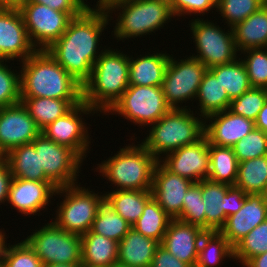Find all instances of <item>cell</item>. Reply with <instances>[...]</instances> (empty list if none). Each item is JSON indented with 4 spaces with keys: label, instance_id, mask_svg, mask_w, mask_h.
I'll use <instances>...</instances> for the list:
<instances>
[{
    "label": "cell",
    "instance_id": "cell-1",
    "mask_svg": "<svg viewBox=\"0 0 267 267\" xmlns=\"http://www.w3.org/2000/svg\"><path fill=\"white\" fill-rule=\"evenodd\" d=\"M109 16L103 7L88 6L72 18L63 35L46 51L82 85L90 78L98 55L100 36ZM97 50V51H96Z\"/></svg>",
    "mask_w": 267,
    "mask_h": 267
},
{
    "label": "cell",
    "instance_id": "cell-2",
    "mask_svg": "<svg viewBox=\"0 0 267 267\" xmlns=\"http://www.w3.org/2000/svg\"><path fill=\"white\" fill-rule=\"evenodd\" d=\"M20 63L21 98L83 99V85L46 50H37Z\"/></svg>",
    "mask_w": 267,
    "mask_h": 267
},
{
    "label": "cell",
    "instance_id": "cell-3",
    "mask_svg": "<svg viewBox=\"0 0 267 267\" xmlns=\"http://www.w3.org/2000/svg\"><path fill=\"white\" fill-rule=\"evenodd\" d=\"M105 49L97 58L90 78L83 84V102L97 113L107 111L129 87V56Z\"/></svg>",
    "mask_w": 267,
    "mask_h": 267
},
{
    "label": "cell",
    "instance_id": "cell-4",
    "mask_svg": "<svg viewBox=\"0 0 267 267\" xmlns=\"http://www.w3.org/2000/svg\"><path fill=\"white\" fill-rule=\"evenodd\" d=\"M172 108L156 123L150 125L149 136L141 143L160 161L161 155L171 153L180 147L191 145L204 137V119L194 117L190 108ZM201 119V120H200ZM160 158V159H159Z\"/></svg>",
    "mask_w": 267,
    "mask_h": 267
},
{
    "label": "cell",
    "instance_id": "cell-5",
    "mask_svg": "<svg viewBox=\"0 0 267 267\" xmlns=\"http://www.w3.org/2000/svg\"><path fill=\"white\" fill-rule=\"evenodd\" d=\"M113 157L98 164L99 173L117 190L151 191L153 171L158 160L142 144L120 148Z\"/></svg>",
    "mask_w": 267,
    "mask_h": 267
},
{
    "label": "cell",
    "instance_id": "cell-6",
    "mask_svg": "<svg viewBox=\"0 0 267 267\" xmlns=\"http://www.w3.org/2000/svg\"><path fill=\"white\" fill-rule=\"evenodd\" d=\"M103 8L108 16L122 9L114 27V36L120 41L155 33L174 17L169 5L149 0H112Z\"/></svg>",
    "mask_w": 267,
    "mask_h": 267
},
{
    "label": "cell",
    "instance_id": "cell-7",
    "mask_svg": "<svg viewBox=\"0 0 267 267\" xmlns=\"http://www.w3.org/2000/svg\"><path fill=\"white\" fill-rule=\"evenodd\" d=\"M74 184L57 188L55 194L64 195L58 206L56 219L53 221L59 228L82 236L90 231L97 216L99 206L105 200V194L98 195L85 187Z\"/></svg>",
    "mask_w": 267,
    "mask_h": 267
},
{
    "label": "cell",
    "instance_id": "cell-8",
    "mask_svg": "<svg viewBox=\"0 0 267 267\" xmlns=\"http://www.w3.org/2000/svg\"><path fill=\"white\" fill-rule=\"evenodd\" d=\"M28 245L42 261L48 264H81L82 240L78 234H73L59 228L53 221L25 238Z\"/></svg>",
    "mask_w": 267,
    "mask_h": 267
},
{
    "label": "cell",
    "instance_id": "cell-9",
    "mask_svg": "<svg viewBox=\"0 0 267 267\" xmlns=\"http://www.w3.org/2000/svg\"><path fill=\"white\" fill-rule=\"evenodd\" d=\"M171 109L161 86L129 85L107 112H116L134 124L148 127Z\"/></svg>",
    "mask_w": 267,
    "mask_h": 267
},
{
    "label": "cell",
    "instance_id": "cell-10",
    "mask_svg": "<svg viewBox=\"0 0 267 267\" xmlns=\"http://www.w3.org/2000/svg\"><path fill=\"white\" fill-rule=\"evenodd\" d=\"M189 25L192 38L196 43L197 55L194 57L201 61L208 69L217 65L228 64L237 60V45L233 30L225 32L214 23L204 19H193Z\"/></svg>",
    "mask_w": 267,
    "mask_h": 267
},
{
    "label": "cell",
    "instance_id": "cell-11",
    "mask_svg": "<svg viewBox=\"0 0 267 267\" xmlns=\"http://www.w3.org/2000/svg\"><path fill=\"white\" fill-rule=\"evenodd\" d=\"M39 153L40 169L56 187H67L78 182L80 164L83 159L71 148L57 144L40 133L31 143ZM76 181V182H75Z\"/></svg>",
    "mask_w": 267,
    "mask_h": 267
},
{
    "label": "cell",
    "instance_id": "cell-12",
    "mask_svg": "<svg viewBox=\"0 0 267 267\" xmlns=\"http://www.w3.org/2000/svg\"><path fill=\"white\" fill-rule=\"evenodd\" d=\"M170 56L161 88L171 108L179 109V103L196 100L198 88L207 67L198 59L189 56L179 62Z\"/></svg>",
    "mask_w": 267,
    "mask_h": 267
},
{
    "label": "cell",
    "instance_id": "cell-13",
    "mask_svg": "<svg viewBox=\"0 0 267 267\" xmlns=\"http://www.w3.org/2000/svg\"><path fill=\"white\" fill-rule=\"evenodd\" d=\"M19 11L29 39L37 50H47L63 35L72 19L66 12L36 2H25Z\"/></svg>",
    "mask_w": 267,
    "mask_h": 267
},
{
    "label": "cell",
    "instance_id": "cell-14",
    "mask_svg": "<svg viewBox=\"0 0 267 267\" xmlns=\"http://www.w3.org/2000/svg\"><path fill=\"white\" fill-rule=\"evenodd\" d=\"M91 113L97 112L85 102H81L63 117L57 118L54 122L48 124L41 130V133L57 144L71 148L82 159H85L91 142L82 114Z\"/></svg>",
    "mask_w": 267,
    "mask_h": 267
},
{
    "label": "cell",
    "instance_id": "cell-15",
    "mask_svg": "<svg viewBox=\"0 0 267 267\" xmlns=\"http://www.w3.org/2000/svg\"><path fill=\"white\" fill-rule=\"evenodd\" d=\"M40 133L22 102L0 108V150L5 155L15 147L31 144Z\"/></svg>",
    "mask_w": 267,
    "mask_h": 267
},
{
    "label": "cell",
    "instance_id": "cell-16",
    "mask_svg": "<svg viewBox=\"0 0 267 267\" xmlns=\"http://www.w3.org/2000/svg\"><path fill=\"white\" fill-rule=\"evenodd\" d=\"M36 51L19 9L0 8V60L19 57L23 62Z\"/></svg>",
    "mask_w": 267,
    "mask_h": 267
},
{
    "label": "cell",
    "instance_id": "cell-17",
    "mask_svg": "<svg viewBox=\"0 0 267 267\" xmlns=\"http://www.w3.org/2000/svg\"><path fill=\"white\" fill-rule=\"evenodd\" d=\"M160 162L172 173L194 183L208 179L210 169L208 140L204 136L194 144L180 147L168 153Z\"/></svg>",
    "mask_w": 267,
    "mask_h": 267
},
{
    "label": "cell",
    "instance_id": "cell-18",
    "mask_svg": "<svg viewBox=\"0 0 267 267\" xmlns=\"http://www.w3.org/2000/svg\"><path fill=\"white\" fill-rule=\"evenodd\" d=\"M193 183L172 173L158 161L153 171L152 197L172 219H176L182 212L186 191Z\"/></svg>",
    "mask_w": 267,
    "mask_h": 267
},
{
    "label": "cell",
    "instance_id": "cell-19",
    "mask_svg": "<svg viewBox=\"0 0 267 267\" xmlns=\"http://www.w3.org/2000/svg\"><path fill=\"white\" fill-rule=\"evenodd\" d=\"M265 220H267V199L263 194H247L241 209L226 218L219 232L234 247Z\"/></svg>",
    "mask_w": 267,
    "mask_h": 267
},
{
    "label": "cell",
    "instance_id": "cell-20",
    "mask_svg": "<svg viewBox=\"0 0 267 267\" xmlns=\"http://www.w3.org/2000/svg\"><path fill=\"white\" fill-rule=\"evenodd\" d=\"M205 230L178 219H172L160 243L170 254L190 267L198 260L199 243Z\"/></svg>",
    "mask_w": 267,
    "mask_h": 267
},
{
    "label": "cell",
    "instance_id": "cell-21",
    "mask_svg": "<svg viewBox=\"0 0 267 267\" xmlns=\"http://www.w3.org/2000/svg\"><path fill=\"white\" fill-rule=\"evenodd\" d=\"M204 119V136L208 144L216 146L232 147L255 128L253 120L235 115L228 109L210 114Z\"/></svg>",
    "mask_w": 267,
    "mask_h": 267
},
{
    "label": "cell",
    "instance_id": "cell-22",
    "mask_svg": "<svg viewBox=\"0 0 267 267\" xmlns=\"http://www.w3.org/2000/svg\"><path fill=\"white\" fill-rule=\"evenodd\" d=\"M57 188L51 182H40L13 177L8 193V203L24 215H36L49 199L56 195Z\"/></svg>",
    "mask_w": 267,
    "mask_h": 267
},
{
    "label": "cell",
    "instance_id": "cell-23",
    "mask_svg": "<svg viewBox=\"0 0 267 267\" xmlns=\"http://www.w3.org/2000/svg\"><path fill=\"white\" fill-rule=\"evenodd\" d=\"M159 245L155 239L143 236L131 228L118 243L117 262L132 267H150Z\"/></svg>",
    "mask_w": 267,
    "mask_h": 267
},
{
    "label": "cell",
    "instance_id": "cell-24",
    "mask_svg": "<svg viewBox=\"0 0 267 267\" xmlns=\"http://www.w3.org/2000/svg\"><path fill=\"white\" fill-rule=\"evenodd\" d=\"M170 56L157 52L136 60L129 57V85L161 86Z\"/></svg>",
    "mask_w": 267,
    "mask_h": 267
},
{
    "label": "cell",
    "instance_id": "cell-25",
    "mask_svg": "<svg viewBox=\"0 0 267 267\" xmlns=\"http://www.w3.org/2000/svg\"><path fill=\"white\" fill-rule=\"evenodd\" d=\"M232 30L240 52L267 47V2Z\"/></svg>",
    "mask_w": 267,
    "mask_h": 267
},
{
    "label": "cell",
    "instance_id": "cell-26",
    "mask_svg": "<svg viewBox=\"0 0 267 267\" xmlns=\"http://www.w3.org/2000/svg\"><path fill=\"white\" fill-rule=\"evenodd\" d=\"M82 266L110 267L118 259V242L88 231L81 236Z\"/></svg>",
    "mask_w": 267,
    "mask_h": 267
},
{
    "label": "cell",
    "instance_id": "cell-27",
    "mask_svg": "<svg viewBox=\"0 0 267 267\" xmlns=\"http://www.w3.org/2000/svg\"><path fill=\"white\" fill-rule=\"evenodd\" d=\"M231 185L202 180L203 211H205V231L219 230L225 224V202L223 197Z\"/></svg>",
    "mask_w": 267,
    "mask_h": 267
},
{
    "label": "cell",
    "instance_id": "cell-28",
    "mask_svg": "<svg viewBox=\"0 0 267 267\" xmlns=\"http://www.w3.org/2000/svg\"><path fill=\"white\" fill-rule=\"evenodd\" d=\"M36 125L42 130L57 118L63 117L83 99L21 98Z\"/></svg>",
    "mask_w": 267,
    "mask_h": 267
},
{
    "label": "cell",
    "instance_id": "cell-29",
    "mask_svg": "<svg viewBox=\"0 0 267 267\" xmlns=\"http://www.w3.org/2000/svg\"><path fill=\"white\" fill-rule=\"evenodd\" d=\"M5 160L15 178L50 182L46 178L44 170L40 169L39 153L32 144L13 148L5 155Z\"/></svg>",
    "mask_w": 267,
    "mask_h": 267
},
{
    "label": "cell",
    "instance_id": "cell-30",
    "mask_svg": "<svg viewBox=\"0 0 267 267\" xmlns=\"http://www.w3.org/2000/svg\"><path fill=\"white\" fill-rule=\"evenodd\" d=\"M107 193L105 200L131 226L140 218L146 202L152 197V191L142 190H114Z\"/></svg>",
    "mask_w": 267,
    "mask_h": 267
},
{
    "label": "cell",
    "instance_id": "cell-31",
    "mask_svg": "<svg viewBox=\"0 0 267 267\" xmlns=\"http://www.w3.org/2000/svg\"><path fill=\"white\" fill-rule=\"evenodd\" d=\"M196 98L199 99V116L202 118L229 109L231 102L219 79L209 69L203 76Z\"/></svg>",
    "mask_w": 267,
    "mask_h": 267
},
{
    "label": "cell",
    "instance_id": "cell-32",
    "mask_svg": "<svg viewBox=\"0 0 267 267\" xmlns=\"http://www.w3.org/2000/svg\"><path fill=\"white\" fill-rule=\"evenodd\" d=\"M210 169L208 179L234 186L239 162L232 147L209 144Z\"/></svg>",
    "mask_w": 267,
    "mask_h": 267
},
{
    "label": "cell",
    "instance_id": "cell-33",
    "mask_svg": "<svg viewBox=\"0 0 267 267\" xmlns=\"http://www.w3.org/2000/svg\"><path fill=\"white\" fill-rule=\"evenodd\" d=\"M209 70L219 79L230 100L240 97L252 88L245 64L240 58L228 64L211 67Z\"/></svg>",
    "mask_w": 267,
    "mask_h": 267
},
{
    "label": "cell",
    "instance_id": "cell-34",
    "mask_svg": "<svg viewBox=\"0 0 267 267\" xmlns=\"http://www.w3.org/2000/svg\"><path fill=\"white\" fill-rule=\"evenodd\" d=\"M267 185V156L241 161L235 187L246 194H263Z\"/></svg>",
    "mask_w": 267,
    "mask_h": 267
},
{
    "label": "cell",
    "instance_id": "cell-35",
    "mask_svg": "<svg viewBox=\"0 0 267 267\" xmlns=\"http://www.w3.org/2000/svg\"><path fill=\"white\" fill-rule=\"evenodd\" d=\"M233 259V247L216 231H206L199 243L198 260L195 267H218L224 258Z\"/></svg>",
    "mask_w": 267,
    "mask_h": 267
},
{
    "label": "cell",
    "instance_id": "cell-36",
    "mask_svg": "<svg viewBox=\"0 0 267 267\" xmlns=\"http://www.w3.org/2000/svg\"><path fill=\"white\" fill-rule=\"evenodd\" d=\"M172 218L151 197L145 204L144 210L137 222L132 226L143 236L162 242Z\"/></svg>",
    "mask_w": 267,
    "mask_h": 267
},
{
    "label": "cell",
    "instance_id": "cell-37",
    "mask_svg": "<svg viewBox=\"0 0 267 267\" xmlns=\"http://www.w3.org/2000/svg\"><path fill=\"white\" fill-rule=\"evenodd\" d=\"M131 228L132 226L104 200L99 206L90 231L119 243Z\"/></svg>",
    "mask_w": 267,
    "mask_h": 267
},
{
    "label": "cell",
    "instance_id": "cell-38",
    "mask_svg": "<svg viewBox=\"0 0 267 267\" xmlns=\"http://www.w3.org/2000/svg\"><path fill=\"white\" fill-rule=\"evenodd\" d=\"M267 252V220L256 226L233 247V256L244 266L251 258Z\"/></svg>",
    "mask_w": 267,
    "mask_h": 267
},
{
    "label": "cell",
    "instance_id": "cell-39",
    "mask_svg": "<svg viewBox=\"0 0 267 267\" xmlns=\"http://www.w3.org/2000/svg\"><path fill=\"white\" fill-rule=\"evenodd\" d=\"M267 0H218L217 10L227 20L228 27L233 28L243 22L252 13L263 6Z\"/></svg>",
    "mask_w": 267,
    "mask_h": 267
},
{
    "label": "cell",
    "instance_id": "cell-40",
    "mask_svg": "<svg viewBox=\"0 0 267 267\" xmlns=\"http://www.w3.org/2000/svg\"><path fill=\"white\" fill-rule=\"evenodd\" d=\"M266 101V88L252 87L240 97L231 100L228 110L235 115L255 121Z\"/></svg>",
    "mask_w": 267,
    "mask_h": 267
},
{
    "label": "cell",
    "instance_id": "cell-41",
    "mask_svg": "<svg viewBox=\"0 0 267 267\" xmlns=\"http://www.w3.org/2000/svg\"><path fill=\"white\" fill-rule=\"evenodd\" d=\"M197 225L205 230V211H203L202 181L193 183L183 198L181 214L176 218Z\"/></svg>",
    "mask_w": 267,
    "mask_h": 267
},
{
    "label": "cell",
    "instance_id": "cell-42",
    "mask_svg": "<svg viewBox=\"0 0 267 267\" xmlns=\"http://www.w3.org/2000/svg\"><path fill=\"white\" fill-rule=\"evenodd\" d=\"M232 148L238 162L267 156V133L254 128Z\"/></svg>",
    "mask_w": 267,
    "mask_h": 267
},
{
    "label": "cell",
    "instance_id": "cell-43",
    "mask_svg": "<svg viewBox=\"0 0 267 267\" xmlns=\"http://www.w3.org/2000/svg\"><path fill=\"white\" fill-rule=\"evenodd\" d=\"M241 53L247 54L241 60L245 64L251 86L267 88V47L248 49Z\"/></svg>",
    "mask_w": 267,
    "mask_h": 267
},
{
    "label": "cell",
    "instance_id": "cell-44",
    "mask_svg": "<svg viewBox=\"0 0 267 267\" xmlns=\"http://www.w3.org/2000/svg\"><path fill=\"white\" fill-rule=\"evenodd\" d=\"M2 258L5 267H44L34 250L23 240L7 246L5 243Z\"/></svg>",
    "mask_w": 267,
    "mask_h": 267
},
{
    "label": "cell",
    "instance_id": "cell-45",
    "mask_svg": "<svg viewBox=\"0 0 267 267\" xmlns=\"http://www.w3.org/2000/svg\"><path fill=\"white\" fill-rule=\"evenodd\" d=\"M11 69L0 60V108L21 102L20 74Z\"/></svg>",
    "mask_w": 267,
    "mask_h": 267
},
{
    "label": "cell",
    "instance_id": "cell-46",
    "mask_svg": "<svg viewBox=\"0 0 267 267\" xmlns=\"http://www.w3.org/2000/svg\"><path fill=\"white\" fill-rule=\"evenodd\" d=\"M218 0H172L171 11L176 16L182 14H205L212 8H217Z\"/></svg>",
    "mask_w": 267,
    "mask_h": 267
},
{
    "label": "cell",
    "instance_id": "cell-47",
    "mask_svg": "<svg viewBox=\"0 0 267 267\" xmlns=\"http://www.w3.org/2000/svg\"><path fill=\"white\" fill-rule=\"evenodd\" d=\"M66 12L71 18L79 16L89 5L84 0H26Z\"/></svg>",
    "mask_w": 267,
    "mask_h": 267
},
{
    "label": "cell",
    "instance_id": "cell-48",
    "mask_svg": "<svg viewBox=\"0 0 267 267\" xmlns=\"http://www.w3.org/2000/svg\"><path fill=\"white\" fill-rule=\"evenodd\" d=\"M247 194L240 188L231 186L223 197L225 202V221L230 215L237 213L243 206Z\"/></svg>",
    "mask_w": 267,
    "mask_h": 267
},
{
    "label": "cell",
    "instance_id": "cell-49",
    "mask_svg": "<svg viewBox=\"0 0 267 267\" xmlns=\"http://www.w3.org/2000/svg\"><path fill=\"white\" fill-rule=\"evenodd\" d=\"M150 267H190L170 254L163 246L159 245L153 257Z\"/></svg>",
    "mask_w": 267,
    "mask_h": 267
},
{
    "label": "cell",
    "instance_id": "cell-50",
    "mask_svg": "<svg viewBox=\"0 0 267 267\" xmlns=\"http://www.w3.org/2000/svg\"><path fill=\"white\" fill-rule=\"evenodd\" d=\"M13 179L9 164L6 160L0 163V203L8 199L10 185Z\"/></svg>",
    "mask_w": 267,
    "mask_h": 267
},
{
    "label": "cell",
    "instance_id": "cell-51",
    "mask_svg": "<svg viewBox=\"0 0 267 267\" xmlns=\"http://www.w3.org/2000/svg\"><path fill=\"white\" fill-rule=\"evenodd\" d=\"M255 128L267 133V101L259 111L256 120L254 121Z\"/></svg>",
    "mask_w": 267,
    "mask_h": 267
},
{
    "label": "cell",
    "instance_id": "cell-52",
    "mask_svg": "<svg viewBox=\"0 0 267 267\" xmlns=\"http://www.w3.org/2000/svg\"><path fill=\"white\" fill-rule=\"evenodd\" d=\"M243 267H267V252L251 258Z\"/></svg>",
    "mask_w": 267,
    "mask_h": 267
},
{
    "label": "cell",
    "instance_id": "cell-53",
    "mask_svg": "<svg viewBox=\"0 0 267 267\" xmlns=\"http://www.w3.org/2000/svg\"><path fill=\"white\" fill-rule=\"evenodd\" d=\"M26 0H0V8H16L19 9Z\"/></svg>",
    "mask_w": 267,
    "mask_h": 267
},
{
    "label": "cell",
    "instance_id": "cell-54",
    "mask_svg": "<svg viewBox=\"0 0 267 267\" xmlns=\"http://www.w3.org/2000/svg\"><path fill=\"white\" fill-rule=\"evenodd\" d=\"M44 267H83L82 264H48Z\"/></svg>",
    "mask_w": 267,
    "mask_h": 267
},
{
    "label": "cell",
    "instance_id": "cell-55",
    "mask_svg": "<svg viewBox=\"0 0 267 267\" xmlns=\"http://www.w3.org/2000/svg\"><path fill=\"white\" fill-rule=\"evenodd\" d=\"M5 233L3 232V230L1 231L0 230V257L2 256V251H3V248H4V245H5V239H7V238H5V236L6 235H4Z\"/></svg>",
    "mask_w": 267,
    "mask_h": 267
},
{
    "label": "cell",
    "instance_id": "cell-56",
    "mask_svg": "<svg viewBox=\"0 0 267 267\" xmlns=\"http://www.w3.org/2000/svg\"><path fill=\"white\" fill-rule=\"evenodd\" d=\"M108 2H109V0H99V1H97V4H96L95 7H103V6H105Z\"/></svg>",
    "mask_w": 267,
    "mask_h": 267
},
{
    "label": "cell",
    "instance_id": "cell-57",
    "mask_svg": "<svg viewBox=\"0 0 267 267\" xmlns=\"http://www.w3.org/2000/svg\"><path fill=\"white\" fill-rule=\"evenodd\" d=\"M149 1H156V2L165 3V4L169 5L171 8L172 0H149Z\"/></svg>",
    "mask_w": 267,
    "mask_h": 267
},
{
    "label": "cell",
    "instance_id": "cell-58",
    "mask_svg": "<svg viewBox=\"0 0 267 267\" xmlns=\"http://www.w3.org/2000/svg\"><path fill=\"white\" fill-rule=\"evenodd\" d=\"M110 267H132V266H128V265H124V264H121L119 262H116V263L112 264Z\"/></svg>",
    "mask_w": 267,
    "mask_h": 267
},
{
    "label": "cell",
    "instance_id": "cell-59",
    "mask_svg": "<svg viewBox=\"0 0 267 267\" xmlns=\"http://www.w3.org/2000/svg\"><path fill=\"white\" fill-rule=\"evenodd\" d=\"M5 160V154L0 150V163Z\"/></svg>",
    "mask_w": 267,
    "mask_h": 267
},
{
    "label": "cell",
    "instance_id": "cell-60",
    "mask_svg": "<svg viewBox=\"0 0 267 267\" xmlns=\"http://www.w3.org/2000/svg\"><path fill=\"white\" fill-rule=\"evenodd\" d=\"M0 267H5L2 256L0 257Z\"/></svg>",
    "mask_w": 267,
    "mask_h": 267
},
{
    "label": "cell",
    "instance_id": "cell-61",
    "mask_svg": "<svg viewBox=\"0 0 267 267\" xmlns=\"http://www.w3.org/2000/svg\"><path fill=\"white\" fill-rule=\"evenodd\" d=\"M263 196L267 199V185H266V188L264 190Z\"/></svg>",
    "mask_w": 267,
    "mask_h": 267
}]
</instances>
